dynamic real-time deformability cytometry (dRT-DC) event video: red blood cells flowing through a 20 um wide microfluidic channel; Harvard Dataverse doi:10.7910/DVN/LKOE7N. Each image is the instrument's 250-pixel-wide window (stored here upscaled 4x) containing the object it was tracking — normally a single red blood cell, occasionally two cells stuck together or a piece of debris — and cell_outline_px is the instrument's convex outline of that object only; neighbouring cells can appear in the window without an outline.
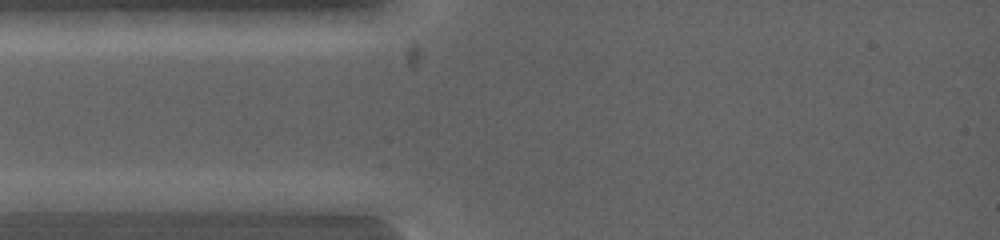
{"species": "common noctule bat (a hibernating species)", "species_latin": "Nyctalus noctula", "temperature_condition": "warm", "stored_images_in_passage": 4, "camera_frame_rate_fps": 5000, "um_per_image_px": 0.085, "animal": {"sex": "female", "body_mass_g": 19.0, "forearm_length_mm": 53.3}, "frame": {"image": 1, "passage_image": 1, "time_ms": 0.0, "image_size_px": [1000, 240], "cell_outline_px": [[120, 200], [96, 212], [36, 212], [16, 200], [100, 192], [104, 192]], "centroid_in_image_um": [6.03, 17.25], "position_along_channel_um": 79.0, "area_um2": 10.23}}